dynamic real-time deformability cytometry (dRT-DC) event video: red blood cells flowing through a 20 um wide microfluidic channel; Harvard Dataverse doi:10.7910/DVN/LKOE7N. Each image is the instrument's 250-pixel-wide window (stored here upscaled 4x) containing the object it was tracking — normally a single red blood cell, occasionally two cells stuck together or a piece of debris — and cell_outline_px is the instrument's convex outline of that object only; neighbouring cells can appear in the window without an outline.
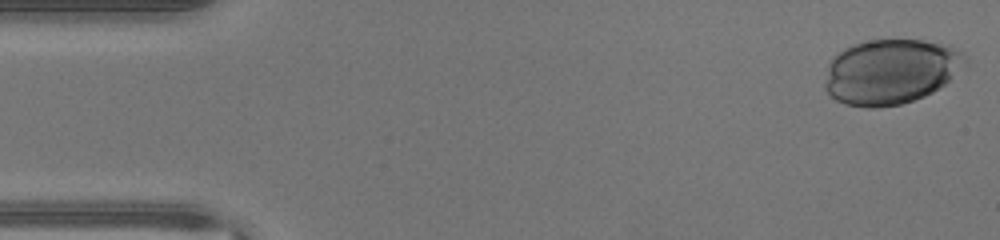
{"species": "human", "species_latin": "Homo sapiens", "temperature_condition": "warm", "stored_images_in_passage": 36, "camera_frame_rate_fps": 3000, "um_per_image_px": 0.085, "donor": {"sex": "male"}, "frame": {"image": 1, "passage_image": 1, "time_ms": 0.0, "image_size_px": [1000, 240], "cell_outline_px": [[968, 60], [944, 84], [932, 92], [924, 96], [900, 104], [880, 108], [868, 108], [844, 104], [836, 100], [824, 88], [824, 84], [828, 64], [832, 56], [844, 48], [852, 44], [868, 40], [920, 40], [948, 44], [956, 48]], "centroid_in_image_um": [75.66, 6.08], "position_along_channel_um": 9.3, "area_um2": 53.23}}
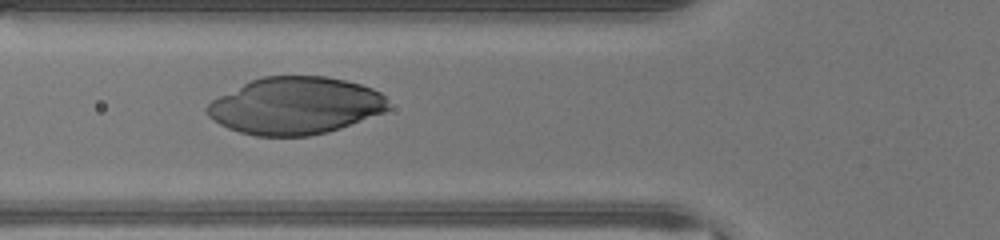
{"frame": {"image": 2, "passage_image": 16, "time_ms": 5.0, "image_size_px": [1000, 240], "cell_outline_px": [[388, 108], [384, 112], [340, 128], [328, 132], [308, 136], [256, 136], [240, 132], [228, 128], [220, 124], [208, 116], [204, 108], [212, 100], [252, 80], [264, 76], [328, 76], [360, 84], [372, 88], [380, 92], [384, 96]], "centroid_in_image_um": [25.09, 8.99], "position_along_channel_um": 100.7, "area_um2": 60.0}}
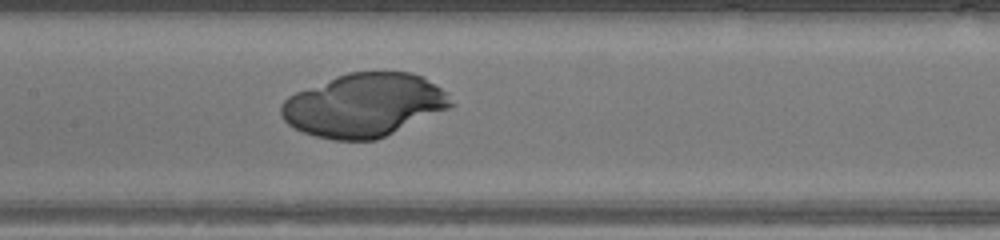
{"frame": {"image": 3, "passage_image": 21, "time_ms": 6.667, "image_size_px": [1000, 240], "cell_outline_px": [[456, 104], [448, 108], [376, 140], [332, 140], [316, 136], [304, 132], [288, 124], [284, 120], [280, 112], [280, 104], [288, 96], [296, 92], [336, 76], [348, 72], [412, 72], [424, 76], [440, 88]], "centroid_in_image_um": [30.92, 8.93], "position_along_channel_um": 176.5, "area_um2": 62.19}}